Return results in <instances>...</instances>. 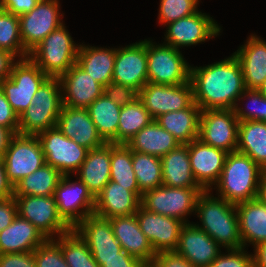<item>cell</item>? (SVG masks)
I'll list each match as a JSON object with an SVG mask.
<instances>
[{
  "label": "cell",
  "mask_w": 266,
  "mask_h": 267,
  "mask_svg": "<svg viewBox=\"0 0 266 267\" xmlns=\"http://www.w3.org/2000/svg\"><path fill=\"white\" fill-rule=\"evenodd\" d=\"M194 102L201 110L234 109L246 90L239 61L234 54L206 67H190Z\"/></svg>",
  "instance_id": "obj_1"
},
{
  "label": "cell",
  "mask_w": 266,
  "mask_h": 267,
  "mask_svg": "<svg viewBox=\"0 0 266 267\" xmlns=\"http://www.w3.org/2000/svg\"><path fill=\"white\" fill-rule=\"evenodd\" d=\"M208 192L210 190H203L197 199L195 213L199 214L202 225L196 226L229 250L243 248L236 206L222 197L210 196Z\"/></svg>",
  "instance_id": "obj_2"
},
{
  "label": "cell",
  "mask_w": 266,
  "mask_h": 267,
  "mask_svg": "<svg viewBox=\"0 0 266 267\" xmlns=\"http://www.w3.org/2000/svg\"><path fill=\"white\" fill-rule=\"evenodd\" d=\"M262 172L248 155L237 151L227 153L216 183L219 196L234 205L256 199Z\"/></svg>",
  "instance_id": "obj_3"
},
{
  "label": "cell",
  "mask_w": 266,
  "mask_h": 267,
  "mask_svg": "<svg viewBox=\"0 0 266 267\" xmlns=\"http://www.w3.org/2000/svg\"><path fill=\"white\" fill-rule=\"evenodd\" d=\"M61 91L59 78L48 77L38 88L33 103L19 116L18 134L37 136L56 127L63 105Z\"/></svg>",
  "instance_id": "obj_4"
},
{
  "label": "cell",
  "mask_w": 266,
  "mask_h": 267,
  "mask_svg": "<svg viewBox=\"0 0 266 267\" xmlns=\"http://www.w3.org/2000/svg\"><path fill=\"white\" fill-rule=\"evenodd\" d=\"M49 33L30 53L29 58L48 76L60 77L77 61L79 46L73 43L65 26Z\"/></svg>",
  "instance_id": "obj_5"
},
{
  "label": "cell",
  "mask_w": 266,
  "mask_h": 267,
  "mask_svg": "<svg viewBox=\"0 0 266 267\" xmlns=\"http://www.w3.org/2000/svg\"><path fill=\"white\" fill-rule=\"evenodd\" d=\"M48 76L29 58L14 63L10 76L0 82L7 101L20 116L33 103L38 88Z\"/></svg>",
  "instance_id": "obj_6"
},
{
  "label": "cell",
  "mask_w": 266,
  "mask_h": 267,
  "mask_svg": "<svg viewBox=\"0 0 266 267\" xmlns=\"http://www.w3.org/2000/svg\"><path fill=\"white\" fill-rule=\"evenodd\" d=\"M190 65L179 49L147 40L148 82L164 85H181L190 81Z\"/></svg>",
  "instance_id": "obj_7"
},
{
  "label": "cell",
  "mask_w": 266,
  "mask_h": 267,
  "mask_svg": "<svg viewBox=\"0 0 266 267\" xmlns=\"http://www.w3.org/2000/svg\"><path fill=\"white\" fill-rule=\"evenodd\" d=\"M8 181L15 184L42 167L45 155L37 136L15 134L3 154Z\"/></svg>",
  "instance_id": "obj_8"
},
{
  "label": "cell",
  "mask_w": 266,
  "mask_h": 267,
  "mask_svg": "<svg viewBox=\"0 0 266 267\" xmlns=\"http://www.w3.org/2000/svg\"><path fill=\"white\" fill-rule=\"evenodd\" d=\"M202 191V188H179L162 185L144 192L140 203L143 208L150 212L177 218L187 223L185 216L195 211L197 199Z\"/></svg>",
  "instance_id": "obj_9"
},
{
  "label": "cell",
  "mask_w": 266,
  "mask_h": 267,
  "mask_svg": "<svg viewBox=\"0 0 266 267\" xmlns=\"http://www.w3.org/2000/svg\"><path fill=\"white\" fill-rule=\"evenodd\" d=\"M46 164L57 169L62 175H69L80 169L89 149L67 138L56 126L37 135Z\"/></svg>",
  "instance_id": "obj_10"
},
{
  "label": "cell",
  "mask_w": 266,
  "mask_h": 267,
  "mask_svg": "<svg viewBox=\"0 0 266 267\" xmlns=\"http://www.w3.org/2000/svg\"><path fill=\"white\" fill-rule=\"evenodd\" d=\"M17 213L31 222L47 239L56 233L61 236L72 228L58 214L55 197L13 195Z\"/></svg>",
  "instance_id": "obj_11"
},
{
  "label": "cell",
  "mask_w": 266,
  "mask_h": 267,
  "mask_svg": "<svg viewBox=\"0 0 266 267\" xmlns=\"http://www.w3.org/2000/svg\"><path fill=\"white\" fill-rule=\"evenodd\" d=\"M238 129L234 109L202 110L198 139L227 153L236 152Z\"/></svg>",
  "instance_id": "obj_12"
},
{
  "label": "cell",
  "mask_w": 266,
  "mask_h": 267,
  "mask_svg": "<svg viewBox=\"0 0 266 267\" xmlns=\"http://www.w3.org/2000/svg\"><path fill=\"white\" fill-rule=\"evenodd\" d=\"M155 120L161 114L189 108L194 103L191 81L181 85L147 82L138 97Z\"/></svg>",
  "instance_id": "obj_13"
},
{
  "label": "cell",
  "mask_w": 266,
  "mask_h": 267,
  "mask_svg": "<svg viewBox=\"0 0 266 267\" xmlns=\"http://www.w3.org/2000/svg\"><path fill=\"white\" fill-rule=\"evenodd\" d=\"M68 177L62 175L53 196L58 214L73 229L88 215L94 214L95 197L80 179L71 183Z\"/></svg>",
  "instance_id": "obj_14"
},
{
  "label": "cell",
  "mask_w": 266,
  "mask_h": 267,
  "mask_svg": "<svg viewBox=\"0 0 266 267\" xmlns=\"http://www.w3.org/2000/svg\"><path fill=\"white\" fill-rule=\"evenodd\" d=\"M58 8V2L40 0L30 12L18 16L22 43L28 53L63 24Z\"/></svg>",
  "instance_id": "obj_15"
},
{
  "label": "cell",
  "mask_w": 266,
  "mask_h": 267,
  "mask_svg": "<svg viewBox=\"0 0 266 267\" xmlns=\"http://www.w3.org/2000/svg\"><path fill=\"white\" fill-rule=\"evenodd\" d=\"M135 214L140 230L149 240L155 253L176 249L184 222L150 212L141 205Z\"/></svg>",
  "instance_id": "obj_16"
},
{
  "label": "cell",
  "mask_w": 266,
  "mask_h": 267,
  "mask_svg": "<svg viewBox=\"0 0 266 267\" xmlns=\"http://www.w3.org/2000/svg\"><path fill=\"white\" fill-rule=\"evenodd\" d=\"M112 82L138 92L144 87L148 82L147 40L116 49Z\"/></svg>",
  "instance_id": "obj_17"
},
{
  "label": "cell",
  "mask_w": 266,
  "mask_h": 267,
  "mask_svg": "<svg viewBox=\"0 0 266 267\" xmlns=\"http://www.w3.org/2000/svg\"><path fill=\"white\" fill-rule=\"evenodd\" d=\"M86 242L94 259L118 257L123 249L114 236L111 221L98 215H88L73 228Z\"/></svg>",
  "instance_id": "obj_18"
},
{
  "label": "cell",
  "mask_w": 266,
  "mask_h": 267,
  "mask_svg": "<svg viewBox=\"0 0 266 267\" xmlns=\"http://www.w3.org/2000/svg\"><path fill=\"white\" fill-rule=\"evenodd\" d=\"M167 25L166 45L176 49L204 42L219 35L221 30L212 17L198 11Z\"/></svg>",
  "instance_id": "obj_19"
},
{
  "label": "cell",
  "mask_w": 266,
  "mask_h": 267,
  "mask_svg": "<svg viewBox=\"0 0 266 267\" xmlns=\"http://www.w3.org/2000/svg\"><path fill=\"white\" fill-rule=\"evenodd\" d=\"M192 174L203 190L211 189L220 178L227 152L203 143L200 139L188 144Z\"/></svg>",
  "instance_id": "obj_20"
},
{
  "label": "cell",
  "mask_w": 266,
  "mask_h": 267,
  "mask_svg": "<svg viewBox=\"0 0 266 267\" xmlns=\"http://www.w3.org/2000/svg\"><path fill=\"white\" fill-rule=\"evenodd\" d=\"M62 104L72 108H87L104 93V86L75 63L59 77ZM65 91V92H64Z\"/></svg>",
  "instance_id": "obj_21"
},
{
  "label": "cell",
  "mask_w": 266,
  "mask_h": 267,
  "mask_svg": "<svg viewBox=\"0 0 266 267\" xmlns=\"http://www.w3.org/2000/svg\"><path fill=\"white\" fill-rule=\"evenodd\" d=\"M219 247L220 245L196 224L185 223L174 251L194 267H209L219 256L221 252Z\"/></svg>",
  "instance_id": "obj_22"
},
{
  "label": "cell",
  "mask_w": 266,
  "mask_h": 267,
  "mask_svg": "<svg viewBox=\"0 0 266 267\" xmlns=\"http://www.w3.org/2000/svg\"><path fill=\"white\" fill-rule=\"evenodd\" d=\"M67 137L87 149H96L106 142L98 134L88 110L62 105L56 125Z\"/></svg>",
  "instance_id": "obj_23"
},
{
  "label": "cell",
  "mask_w": 266,
  "mask_h": 267,
  "mask_svg": "<svg viewBox=\"0 0 266 267\" xmlns=\"http://www.w3.org/2000/svg\"><path fill=\"white\" fill-rule=\"evenodd\" d=\"M140 201L133 191L110 180L95 197L94 213L108 219L130 216L137 212Z\"/></svg>",
  "instance_id": "obj_24"
},
{
  "label": "cell",
  "mask_w": 266,
  "mask_h": 267,
  "mask_svg": "<svg viewBox=\"0 0 266 267\" xmlns=\"http://www.w3.org/2000/svg\"><path fill=\"white\" fill-rule=\"evenodd\" d=\"M114 236L122 249L145 262H153L156 256L149 240L140 230L136 214L109 219Z\"/></svg>",
  "instance_id": "obj_25"
},
{
  "label": "cell",
  "mask_w": 266,
  "mask_h": 267,
  "mask_svg": "<svg viewBox=\"0 0 266 267\" xmlns=\"http://www.w3.org/2000/svg\"><path fill=\"white\" fill-rule=\"evenodd\" d=\"M234 56L240 63L246 89L257 90L266 79V42L251 35Z\"/></svg>",
  "instance_id": "obj_26"
},
{
  "label": "cell",
  "mask_w": 266,
  "mask_h": 267,
  "mask_svg": "<svg viewBox=\"0 0 266 267\" xmlns=\"http://www.w3.org/2000/svg\"><path fill=\"white\" fill-rule=\"evenodd\" d=\"M46 239L31 222L17 215L0 232V254L33 252Z\"/></svg>",
  "instance_id": "obj_27"
},
{
  "label": "cell",
  "mask_w": 266,
  "mask_h": 267,
  "mask_svg": "<svg viewBox=\"0 0 266 267\" xmlns=\"http://www.w3.org/2000/svg\"><path fill=\"white\" fill-rule=\"evenodd\" d=\"M78 172L79 179L96 197L110 181L111 143L89 150Z\"/></svg>",
  "instance_id": "obj_28"
},
{
  "label": "cell",
  "mask_w": 266,
  "mask_h": 267,
  "mask_svg": "<svg viewBox=\"0 0 266 267\" xmlns=\"http://www.w3.org/2000/svg\"><path fill=\"white\" fill-rule=\"evenodd\" d=\"M235 206L243 248L250 242L254 247L259 243L265 242L266 204L256 198L239 203Z\"/></svg>",
  "instance_id": "obj_29"
},
{
  "label": "cell",
  "mask_w": 266,
  "mask_h": 267,
  "mask_svg": "<svg viewBox=\"0 0 266 267\" xmlns=\"http://www.w3.org/2000/svg\"><path fill=\"white\" fill-rule=\"evenodd\" d=\"M162 185L179 188H201L191 171L188 144H180L161 158Z\"/></svg>",
  "instance_id": "obj_30"
},
{
  "label": "cell",
  "mask_w": 266,
  "mask_h": 267,
  "mask_svg": "<svg viewBox=\"0 0 266 267\" xmlns=\"http://www.w3.org/2000/svg\"><path fill=\"white\" fill-rule=\"evenodd\" d=\"M200 107L194 102L189 108L161 114L155 120L180 144H189L199 137Z\"/></svg>",
  "instance_id": "obj_31"
},
{
  "label": "cell",
  "mask_w": 266,
  "mask_h": 267,
  "mask_svg": "<svg viewBox=\"0 0 266 267\" xmlns=\"http://www.w3.org/2000/svg\"><path fill=\"white\" fill-rule=\"evenodd\" d=\"M132 151L150 154L159 158L177 148L179 141L162 128L156 120L142 128L126 144Z\"/></svg>",
  "instance_id": "obj_32"
},
{
  "label": "cell",
  "mask_w": 266,
  "mask_h": 267,
  "mask_svg": "<svg viewBox=\"0 0 266 267\" xmlns=\"http://www.w3.org/2000/svg\"><path fill=\"white\" fill-rule=\"evenodd\" d=\"M79 46L76 63L104 87L112 82L116 49Z\"/></svg>",
  "instance_id": "obj_33"
},
{
  "label": "cell",
  "mask_w": 266,
  "mask_h": 267,
  "mask_svg": "<svg viewBox=\"0 0 266 267\" xmlns=\"http://www.w3.org/2000/svg\"><path fill=\"white\" fill-rule=\"evenodd\" d=\"M237 152L248 155L266 170V122H239Z\"/></svg>",
  "instance_id": "obj_34"
},
{
  "label": "cell",
  "mask_w": 266,
  "mask_h": 267,
  "mask_svg": "<svg viewBox=\"0 0 266 267\" xmlns=\"http://www.w3.org/2000/svg\"><path fill=\"white\" fill-rule=\"evenodd\" d=\"M122 106L111 101L103 93L86 109L98 134L106 143L117 144V130Z\"/></svg>",
  "instance_id": "obj_35"
},
{
  "label": "cell",
  "mask_w": 266,
  "mask_h": 267,
  "mask_svg": "<svg viewBox=\"0 0 266 267\" xmlns=\"http://www.w3.org/2000/svg\"><path fill=\"white\" fill-rule=\"evenodd\" d=\"M61 177L57 169L44 164L18 181L13 187V195L52 196Z\"/></svg>",
  "instance_id": "obj_36"
},
{
  "label": "cell",
  "mask_w": 266,
  "mask_h": 267,
  "mask_svg": "<svg viewBox=\"0 0 266 267\" xmlns=\"http://www.w3.org/2000/svg\"><path fill=\"white\" fill-rule=\"evenodd\" d=\"M110 180L127 187L141 199L142 193L132 165V150L126 144L111 143Z\"/></svg>",
  "instance_id": "obj_37"
},
{
  "label": "cell",
  "mask_w": 266,
  "mask_h": 267,
  "mask_svg": "<svg viewBox=\"0 0 266 267\" xmlns=\"http://www.w3.org/2000/svg\"><path fill=\"white\" fill-rule=\"evenodd\" d=\"M153 120L139 98L122 106L117 130V144H127L134 135Z\"/></svg>",
  "instance_id": "obj_38"
},
{
  "label": "cell",
  "mask_w": 266,
  "mask_h": 267,
  "mask_svg": "<svg viewBox=\"0 0 266 267\" xmlns=\"http://www.w3.org/2000/svg\"><path fill=\"white\" fill-rule=\"evenodd\" d=\"M132 165L140 192L162 186L161 158L132 151Z\"/></svg>",
  "instance_id": "obj_39"
},
{
  "label": "cell",
  "mask_w": 266,
  "mask_h": 267,
  "mask_svg": "<svg viewBox=\"0 0 266 267\" xmlns=\"http://www.w3.org/2000/svg\"><path fill=\"white\" fill-rule=\"evenodd\" d=\"M61 250L69 267H100L86 242L74 229L61 235Z\"/></svg>",
  "instance_id": "obj_40"
},
{
  "label": "cell",
  "mask_w": 266,
  "mask_h": 267,
  "mask_svg": "<svg viewBox=\"0 0 266 267\" xmlns=\"http://www.w3.org/2000/svg\"><path fill=\"white\" fill-rule=\"evenodd\" d=\"M0 49L21 59L30 56L22 43L19 17L3 9H0Z\"/></svg>",
  "instance_id": "obj_41"
},
{
  "label": "cell",
  "mask_w": 266,
  "mask_h": 267,
  "mask_svg": "<svg viewBox=\"0 0 266 267\" xmlns=\"http://www.w3.org/2000/svg\"><path fill=\"white\" fill-rule=\"evenodd\" d=\"M58 237V241L46 239L33 251L36 267H69L62 254L61 236Z\"/></svg>",
  "instance_id": "obj_42"
},
{
  "label": "cell",
  "mask_w": 266,
  "mask_h": 267,
  "mask_svg": "<svg viewBox=\"0 0 266 267\" xmlns=\"http://www.w3.org/2000/svg\"><path fill=\"white\" fill-rule=\"evenodd\" d=\"M160 2L159 21L162 24H169L198 11V3L195 0H161Z\"/></svg>",
  "instance_id": "obj_43"
},
{
  "label": "cell",
  "mask_w": 266,
  "mask_h": 267,
  "mask_svg": "<svg viewBox=\"0 0 266 267\" xmlns=\"http://www.w3.org/2000/svg\"><path fill=\"white\" fill-rule=\"evenodd\" d=\"M243 97H248L253 103L251 110L246 112L243 108L238 107V104L234 107V112L239 120L243 121H263L266 122V98L255 89H246L243 92ZM248 105V104H247Z\"/></svg>",
  "instance_id": "obj_44"
},
{
  "label": "cell",
  "mask_w": 266,
  "mask_h": 267,
  "mask_svg": "<svg viewBox=\"0 0 266 267\" xmlns=\"http://www.w3.org/2000/svg\"><path fill=\"white\" fill-rule=\"evenodd\" d=\"M209 267H254L253 255L244 252V248L228 249L227 255L220 253Z\"/></svg>",
  "instance_id": "obj_45"
},
{
  "label": "cell",
  "mask_w": 266,
  "mask_h": 267,
  "mask_svg": "<svg viewBox=\"0 0 266 267\" xmlns=\"http://www.w3.org/2000/svg\"><path fill=\"white\" fill-rule=\"evenodd\" d=\"M104 94L114 103L125 106L139 97V92L130 86L110 82L104 87Z\"/></svg>",
  "instance_id": "obj_46"
},
{
  "label": "cell",
  "mask_w": 266,
  "mask_h": 267,
  "mask_svg": "<svg viewBox=\"0 0 266 267\" xmlns=\"http://www.w3.org/2000/svg\"><path fill=\"white\" fill-rule=\"evenodd\" d=\"M0 126L6 127L14 134H18L19 116L13 110L3 90L0 88Z\"/></svg>",
  "instance_id": "obj_47"
},
{
  "label": "cell",
  "mask_w": 266,
  "mask_h": 267,
  "mask_svg": "<svg viewBox=\"0 0 266 267\" xmlns=\"http://www.w3.org/2000/svg\"><path fill=\"white\" fill-rule=\"evenodd\" d=\"M0 267H36L33 252L0 254Z\"/></svg>",
  "instance_id": "obj_48"
},
{
  "label": "cell",
  "mask_w": 266,
  "mask_h": 267,
  "mask_svg": "<svg viewBox=\"0 0 266 267\" xmlns=\"http://www.w3.org/2000/svg\"><path fill=\"white\" fill-rule=\"evenodd\" d=\"M100 267H142L144 262L131 256L124 250L118 253V257L111 259H94Z\"/></svg>",
  "instance_id": "obj_49"
},
{
  "label": "cell",
  "mask_w": 266,
  "mask_h": 267,
  "mask_svg": "<svg viewBox=\"0 0 266 267\" xmlns=\"http://www.w3.org/2000/svg\"><path fill=\"white\" fill-rule=\"evenodd\" d=\"M158 267H194L187 259L175 251L156 253L153 261Z\"/></svg>",
  "instance_id": "obj_50"
},
{
  "label": "cell",
  "mask_w": 266,
  "mask_h": 267,
  "mask_svg": "<svg viewBox=\"0 0 266 267\" xmlns=\"http://www.w3.org/2000/svg\"><path fill=\"white\" fill-rule=\"evenodd\" d=\"M40 0H0V9L20 16L30 12Z\"/></svg>",
  "instance_id": "obj_51"
},
{
  "label": "cell",
  "mask_w": 266,
  "mask_h": 267,
  "mask_svg": "<svg viewBox=\"0 0 266 267\" xmlns=\"http://www.w3.org/2000/svg\"><path fill=\"white\" fill-rule=\"evenodd\" d=\"M17 215V205L13 196L0 200V232L8 227Z\"/></svg>",
  "instance_id": "obj_52"
},
{
  "label": "cell",
  "mask_w": 266,
  "mask_h": 267,
  "mask_svg": "<svg viewBox=\"0 0 266 267\" xmlns=\"http://www.w3.org/2000/svg\"><path fill=\"white\" fill-rule=\"evenodd\" d=\"M14 59L15 56L12 53L0 49V82L9 78Z\"/></svg>",
  "instance_id": "obj_53"
},
{
  "label": "cell",
  "mask_w": 266,
  "mask_h": 267,
  "mask_svg": "<svg viewBox=\"0 0 266 267\" xmlns=\"http://www.w3.org/2000/svg\"><path fill=\"white\" fill-rule=\"evenodd\" d=\"M13 196V185L8 181L3 158L0 157V200Z\"/></svg>",
  "instance_id": "obj_54"
},
{
  "label": "cell",
  "mask_w": 266,
  "mask_h": 267,
  "mask_svg": "<svg viewBox=\"0 0 266 267\" xmlns=\"http://www.w3.org/2000/svg\"><path fill=\"white\" fill-rule=\"evenodd\" d=\"M255 253L253 254L254 267H266V241L259 243L254 247Z\"/></svg>",
  "instance_id": "obj_55"
},
{
  "label": "cell",
  "mask_w": 266,
  "mask_h": 267,
  "mask_svg": "<svg viewBox=\"0 0 266 267\" xmlns=\"http://www.w3.org/2000/svg\"><path fill=\"white\" fill-rule=\"evenodd\" d=\"M15 134L6 127L0 126V157H3L6 149L8 148L11 138Z\"/></svg>",
  "instance_id": "obj_56"
},
{
  "label": "cell",
  "mask_w": 266,
  "mask_h": 267,
  "mask_svg": "<svg viewBox=\"0 0 266 267\" xmlns=\"http://www.w3.org/2000/svg\"><path fill=\"white\" fill-rule=\"evenodd\" d=\"M257 198L266 204V170L261 174Z\"/></svg>",
  "instance_id": "obj_57"
},
{
  "label": "cell",
  "mask_w": 266,
  "mask_h": 267,
  "mask_svg": "<svg viewBox=\"0 0 266 267\" xmlns=\"http://www.w3.org/2000/svg\"><path fill=\"white\" fill-rule=\"evenodd\" d=\"M257 90L266 98V79Z\"/></svg>",
  "instance_id": "obj_58"
},
{
  "label": "cell",
  "mask_w": 266,
  "mask_h": 267,
  "mask_svg": "<svg viewBox=\"0 0 266 267\" xmlns=\"http://www.w3.org/2000/svg\"><path fill=\"white\" fill-rule=\"evenodd\" d=\"M142 267H158L154 262H145Z\"/></svg>",
  "instance_id": "obj_59"
},
{
  "label": "cell",
  "mask_w": 266,
  "mask_h": 267,
  "mask_svg": "<svg viewBox=\"0 0 266 267\" xmlns=\"http://www.w3.org/2000/svg\"><path fill=\"white\" fill-rule=\"evenodd\" d=\"M42 1H53V2H58V0H42Z\"/></svg>",
  "instance_id": "obj_60"
}]
</instances>
